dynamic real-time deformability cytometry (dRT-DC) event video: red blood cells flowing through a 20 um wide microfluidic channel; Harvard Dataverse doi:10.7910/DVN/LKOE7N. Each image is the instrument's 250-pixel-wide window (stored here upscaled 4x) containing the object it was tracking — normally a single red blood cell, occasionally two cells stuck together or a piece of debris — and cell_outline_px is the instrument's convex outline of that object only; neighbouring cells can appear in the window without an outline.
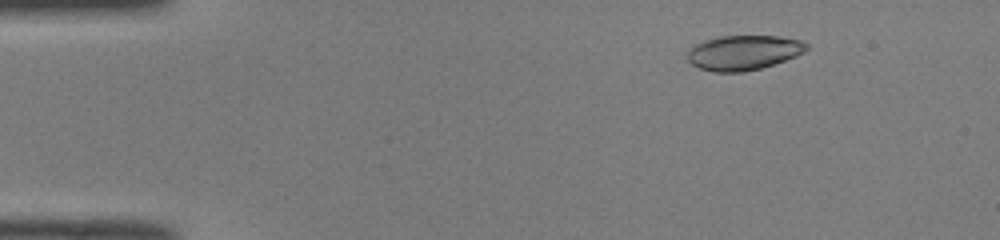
{"species": "common noctule bat (a hibernating species)", "species_latin": "Nyctalus noctula", "temperature_condition": "room temperature", "stored_images_in_passage": 51, "camera_frame_rate_fps": 3000, "um_per_image_px": 0.085, "animal": {"sex": "male", "body_mass_g": 19.0, "forearm_length_mm": 50.8}, "frame": {"image": 1, "passage_image": 7, "time_ms": 2.0, "image_size_px": [1000, 240], "cell_outline_px": [[808, 48], [804, 52], [796, 56], [760, 68], [744, 72], [712, 72], [700, 68], [692, 64], [688, 60], [688, 52], [696, 44], [704, 40], [720, 36], [780, 36], [800, 40], [808, 44]], "centroid_in_image_um": [63.21, 4.47], "position_along_channel_um": 21.8, "area_um2": 23.99}}
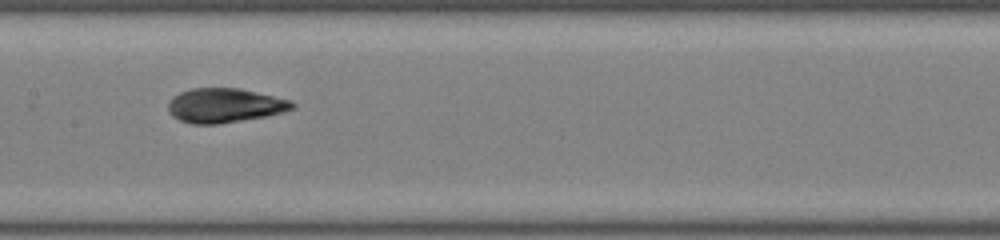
{"frame": {"image": 2, "passage_image": 26, "time_ms": 8.333, "image_size_px": [1000, 240], "cell_outline_px": [[296, 108], [284, 112], [264, 116], [216, 124], [192, 124], [180, 120], [172, 116], [168, 112], [168, 100], [172, 96], [180, 92], [192, 88], [240, 88], [292, 100], [296, 104]], "centroid_in_image_um": [19.09, 8.95], "position_along_channel_um": 188.3, "area_um2": 24.97}}
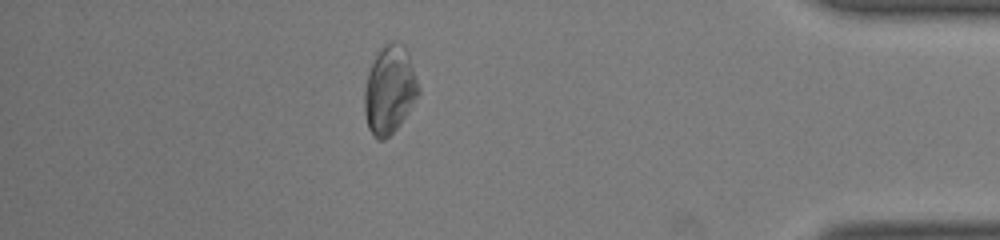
{"frame": {"image": 3, "passage_image": 45, "time_ms": 14.667, "image_size_px": [1000, 240], "cell_outline_px": [[420, 92], [408, 112], [400, 124], [384, 140], [376, 140], [372, 136], [368, 128], [364, 112], [364, 92], [368, 72], [376, 52], [384, 44], [392, 40], [396, 40], [404, 44], [408, 52], [420, 88]], "centroid_in_image_um": [33.1, 7.61], "position_along_channel_um": 402.1, "area_um2": 28.09}, "authors_computed_cell_mechanics": {"area_um2": 24.6806, "velocity_mm_per_s": 3.9986, "shape_relaxation_time_tau1_ms": 6.9017, "shape_relaxation_time_tau2_ms": 1.1602, "deformation_change_tau1": 0.2081, "deformation_change_tau2": 0.0387}}